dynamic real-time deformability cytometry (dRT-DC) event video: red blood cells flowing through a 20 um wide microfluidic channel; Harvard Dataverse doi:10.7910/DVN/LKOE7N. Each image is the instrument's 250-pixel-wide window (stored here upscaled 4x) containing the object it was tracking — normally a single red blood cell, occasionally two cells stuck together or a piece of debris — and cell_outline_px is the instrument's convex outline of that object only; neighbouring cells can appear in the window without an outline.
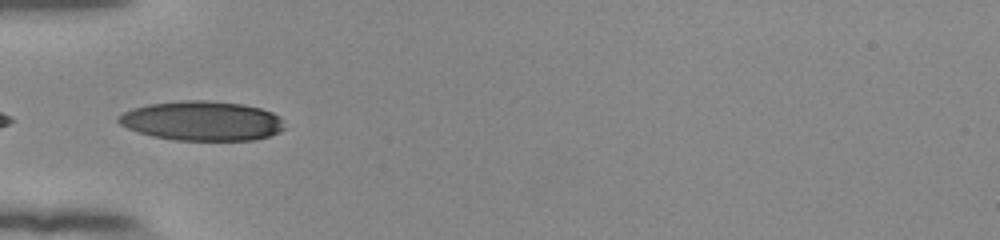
{"species": "human", "species_latin": "Homo sapiens", "temperature_condition": "room temperature", "stored_images_in_passage": 7, "camera_frame_rate_fps": 3000, "um_per_image_px": 0.085, "donor": {"sex": "female"}, "frame": {"image": 1, "passage_image": 1, "time_ms": 0.0, "image_size_px": [1000, 240], "cell_outline_px": [[284, 128], [280, 132], [268, 136], [252, 140], [176, 140], [152, 136], [128, 128], [120, 124], [116, 120], [124, 112], [132, 108], [148, 104], [180, 100], [208, 100], [244, 104], [260, 108], [272, 112], [280, 116], [284, 120]], "centroid_in_image_um": [17.2, 10.26], "position_along_channel_um": 67.8, "area_um2": 38.38}}
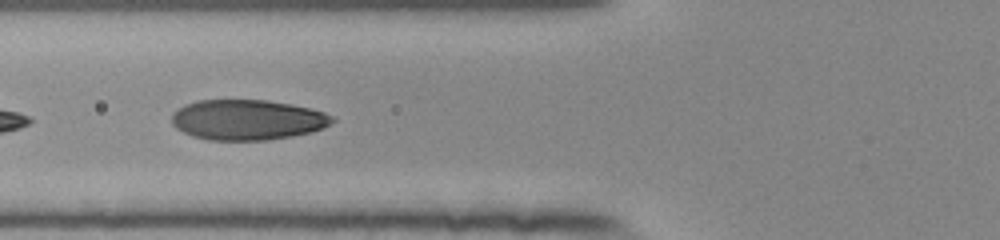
{"frame": {"image": 2, "passage_image": 4, "time_ms": 1.0, "image_size_px": [1000, 240], "cell_outline_px": [[336, 120], [324, 128], [292, 136], [264, 140], [208, 140], [192, 136], [176, 128], [172, 124], [172, 112], [176, 108], [184, 104], [196, 100], [264, 100], [288, 104], [308, 108], [324, 112], [332, 116]], "centroid_in_image_um": [20.97, 10.18], "position_along_channel_um": 104.8, "area_um2": 37.69}}